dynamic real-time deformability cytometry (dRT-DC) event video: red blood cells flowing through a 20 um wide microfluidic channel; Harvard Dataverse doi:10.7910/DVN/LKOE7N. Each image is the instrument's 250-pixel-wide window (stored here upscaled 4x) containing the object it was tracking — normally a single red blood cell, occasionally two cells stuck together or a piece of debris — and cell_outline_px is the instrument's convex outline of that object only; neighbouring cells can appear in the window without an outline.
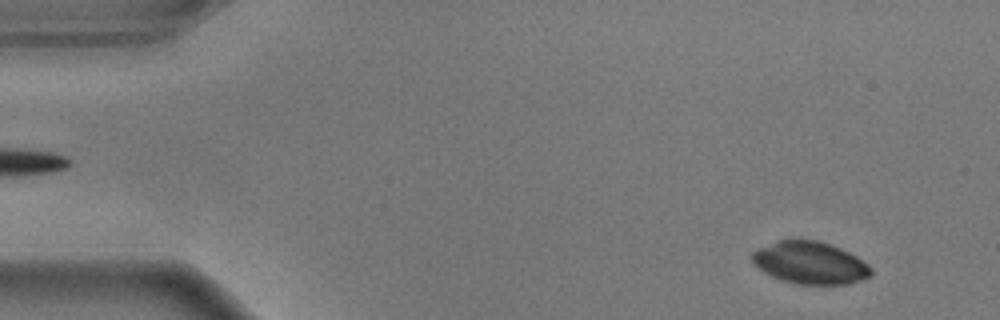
{"species": "common noctule bat (a hibernating species)", "species_latin": "Nyctalus noctula", "temperature_condition": "warm", "stored_images_in_passage": 16, "camera_frame_rate_fps": 3000, "um_per_image_px": 0.085, "animal": {"sex": "male", "body_mass_g": 17.9}, "frame": {"image": 1, "passage_image": 4, "time_ms": 1.0, "image_size_px": [1000, 320], "cell_outline_px": [[872, 272], [868, 276], [860, 280], [848, 284], [796, 284], [780, 280], [764, 272], [752, 264], [752, 252], [756, 248], [776, 240], [816, 240], [832, 244], [856, 256], [868, 264], [872, 268]], "centroid_in_image_um": [68.81, 22.33], "position_along_channel_um": 16.2, "area_um2": 29.48}}